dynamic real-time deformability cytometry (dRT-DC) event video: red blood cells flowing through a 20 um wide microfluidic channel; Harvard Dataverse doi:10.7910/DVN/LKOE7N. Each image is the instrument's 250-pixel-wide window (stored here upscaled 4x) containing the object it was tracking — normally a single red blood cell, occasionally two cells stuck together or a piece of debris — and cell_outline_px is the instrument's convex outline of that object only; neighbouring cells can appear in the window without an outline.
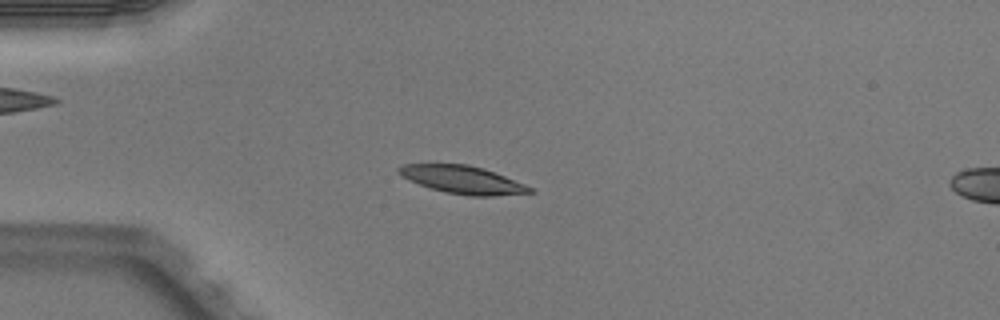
{"species": "Egyptian fruit bat (a non-hibernating species)", "species_latin": "Rousettus aegyptiacus", "temperature_condition": "warm", "stored_images_in_passage": 5, "camera_frame_rate_fps": 3000, "um_per_image_px": 0.085, "animal": {"sex": "male"}, "frame": {"image": 1, "passage_image": 4, "time_ms": 1.0, "image_size_px": [1000, 320], "cell_outline_px": [[536, 192], [492, 196], [468, 196], [444, 192], [420, 184], [400, 176], [396, 172], [396, 168], [404, 164], [468, 164], [484, 168], [524, 184], [532, 188]], "centroid_in_image_um": [39.3, 15.27], "position_along_channel_um": 45.7, "area_um2": 21.21}}
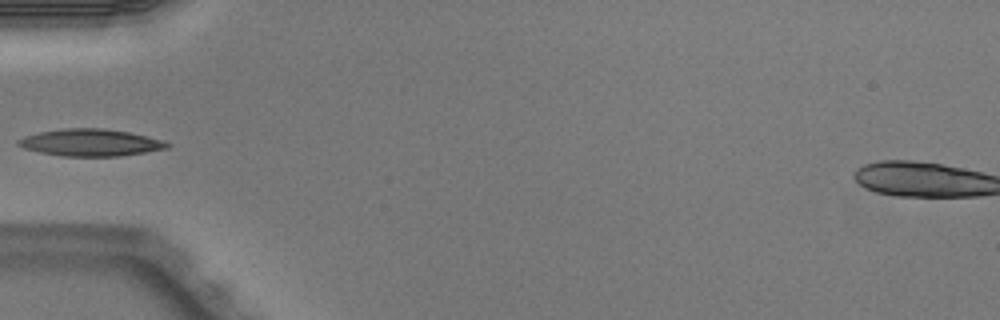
{"frame": {"image": 2, "passage_image": 5, "time_ms": 1.333, "image_size_px": [1000, 320], "cell_outline_px": [[172, 144], [168, 148], [120, 156], [64, 156], [40, 152], [24, 148], [16, 144], [16, 140], [24, 136], [40, 132], [64, 128], [104, 128], [128, 132], [160, 140]], "centroid_in_image_um": [7.65, 12.12], "position_along_channel_um": 77.3, "area_um2": 23.24}}